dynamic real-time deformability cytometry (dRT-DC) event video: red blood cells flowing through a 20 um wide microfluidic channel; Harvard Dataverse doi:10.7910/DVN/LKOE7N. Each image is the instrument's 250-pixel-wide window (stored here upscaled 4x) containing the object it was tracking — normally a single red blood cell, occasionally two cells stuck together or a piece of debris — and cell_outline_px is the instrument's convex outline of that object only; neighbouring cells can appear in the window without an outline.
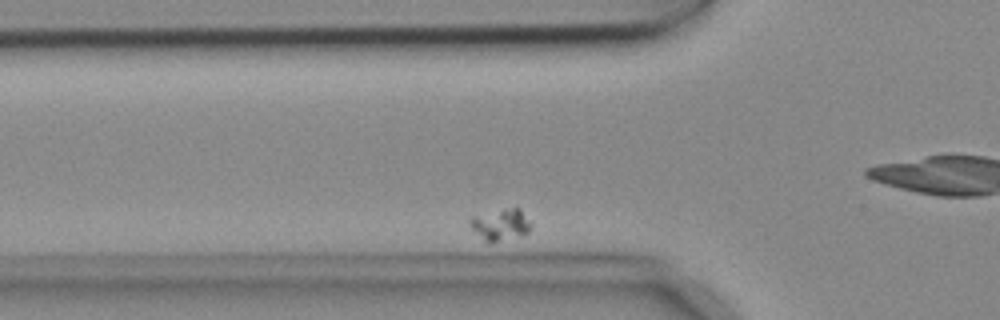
{"species": "common noctule bat (a hibernating species)", "species_latin": "Nyctalus noctula", "temperature_condition": "cold", "stored_images_in_passage": 4, "camera_frame_rate_fps": 3000, "um_per_image_px": 0.085, "animal": {"sex": "female", "body_mass_g": 18.4}, "frame": {"image": 1, "passage_image": 3, "time_ms": 0.667, "image_size_px": [1000, 320], "cell_outline_px": [[528, 232], [496, 240], [484, 240], [468, 224], [468, 220], [472, 216], [516, 204], [520, 208], [528, 224]], "centroid_in_image_um": [42.47, 18.98], "position_along_channel_um": 83.3, "area_um2": 10.69}}